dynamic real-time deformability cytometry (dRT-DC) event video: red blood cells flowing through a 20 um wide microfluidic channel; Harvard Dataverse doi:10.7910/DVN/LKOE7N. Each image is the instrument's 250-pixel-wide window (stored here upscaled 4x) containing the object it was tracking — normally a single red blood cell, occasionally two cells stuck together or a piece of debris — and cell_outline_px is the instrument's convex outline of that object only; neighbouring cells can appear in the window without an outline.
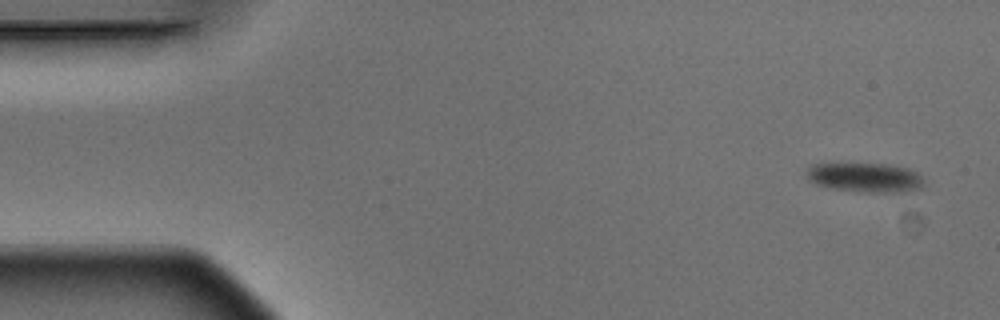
{"species": "Egyptian fruit bat (a non-hibernating species)", "species_latin": "Rousettus aegyptiacus", "temperature_condition": "warm", "stored_images_in_passage": 5, "camera_frame_rate_fps": 3000, "um_per_image_px": 0.085, "animal": {"sex": "male"}, "frame": {"image": 1, "passage_image": 1, "time_ms": 0.0, "image_size_px": [1000, 320], "cell_outline_px": [[924, 184], [920, 188], [900, 192], [868, 192], [832, 188], [816, 184], [808, 176], [808, 164], [888, 164], [908, 168], [916, 172], [924, 180]], "centroid_in_image_um": [73.57, 15.08], "position_along_channel_um": 11.4, "area_um2": 19.77}}
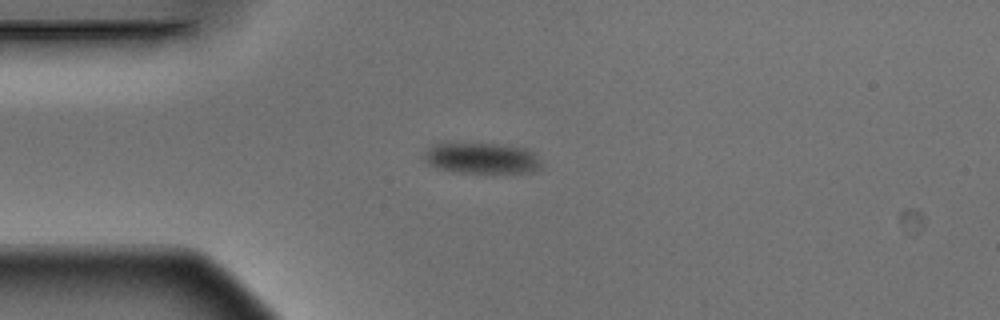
{"frame": {"image": 2, "passage_image": 4, "time_ms": 1.0, "image_size_px": [1000, 320], "cell_outline_px": [[540, 168], [532, 172], [492, 176], [456, 172], [440, 168], [428, 164], [424, 160], [424, 152], [432, 144], [492, 144], [524, 148], [532, 152], [540, 160]], "centroid_in_image_um": [40.97, 13.52], "position_along_channel_um": 44.0, "area_um2": 21.68}}